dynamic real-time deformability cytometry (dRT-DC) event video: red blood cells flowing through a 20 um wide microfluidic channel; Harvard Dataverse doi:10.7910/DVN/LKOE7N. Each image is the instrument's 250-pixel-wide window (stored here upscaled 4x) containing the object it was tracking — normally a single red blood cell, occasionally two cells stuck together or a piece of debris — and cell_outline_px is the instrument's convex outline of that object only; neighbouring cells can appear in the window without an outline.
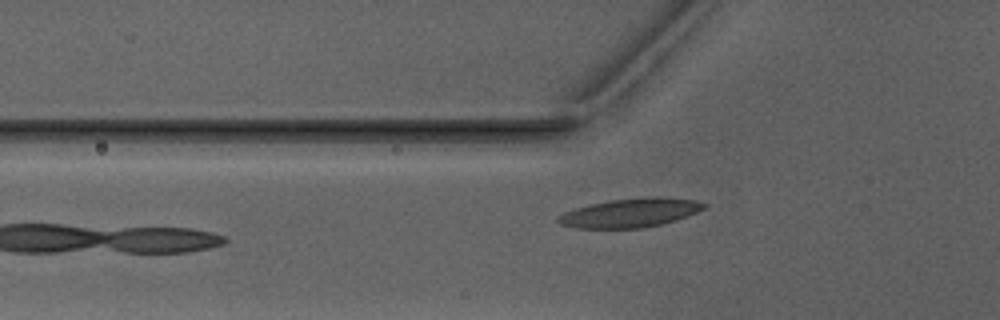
{"species": "Egyptian fruit bat (a non-hibernating species)", "species_latin": "Rousettus aegyptiacus", "temperature_condition": "warm", "stored_images_in_passage": 3, "camera_frame_rate_fps": 3000, "um_per_image_px": 0.085, "animal": {"sex": "male"}, "frame": {"image": 1, "passage_image": 3, "time_ms": 2.667, "image_size_px": [1000, 320], "cell_outline_px": [[708, 204], [704, 208], [688, 216], [676, 220], [644, 228], [576, 228], [560, 224], [556, 220], [556, 216], [564, 212], [588, 204], [612, 200], [652, 196], [664, 196], [696, 200]], "centroid_in_image_um": [53.58, 18.08], "position_along_channel_um": 72.2, "area_um2": 24.74}}